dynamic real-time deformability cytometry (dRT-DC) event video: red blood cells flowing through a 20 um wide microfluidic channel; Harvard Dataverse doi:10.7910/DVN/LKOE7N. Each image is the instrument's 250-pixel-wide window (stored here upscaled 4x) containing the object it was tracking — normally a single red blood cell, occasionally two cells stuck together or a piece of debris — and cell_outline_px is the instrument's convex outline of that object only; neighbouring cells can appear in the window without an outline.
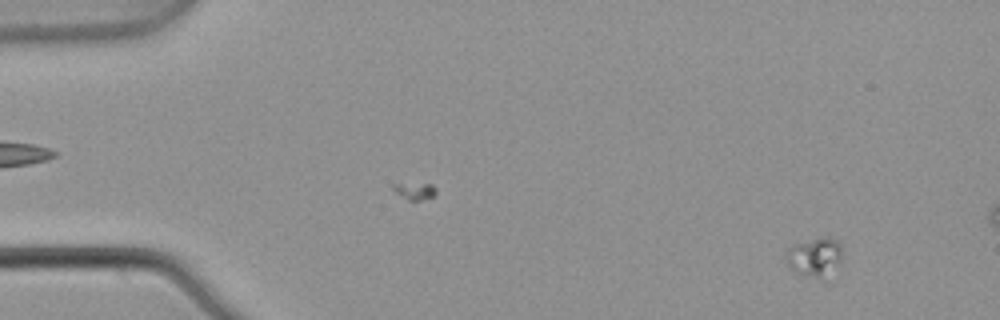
{"species": "common noctule bat (a hibernating species)", "species_latin": "Nyctalus noctula", "temperature_condition": "warm", "stored_images_in_passage": 5, "camera_frame_rate_fps": 3000, "um_per_image_px": 0.085, "animal": {"sex": "male", "body_mass_g": 21.5, "forearm_length_mm": 52.0}, "frame": {"image": 1, "passage_image": 1, "time_ms": 0.0, "image_size_px": [1000, 320], "cell_outline_px": [[840, 264], [820, 276], [816, 276], [796, 272], [784, 260], [784, 252], [792, 244], [828, 236], [836, 240], [840, 244]], "centroid_in_image_um": [69.18, 21.77], "position_along_channel_um": 15.8, "area_um2": 12.14}}